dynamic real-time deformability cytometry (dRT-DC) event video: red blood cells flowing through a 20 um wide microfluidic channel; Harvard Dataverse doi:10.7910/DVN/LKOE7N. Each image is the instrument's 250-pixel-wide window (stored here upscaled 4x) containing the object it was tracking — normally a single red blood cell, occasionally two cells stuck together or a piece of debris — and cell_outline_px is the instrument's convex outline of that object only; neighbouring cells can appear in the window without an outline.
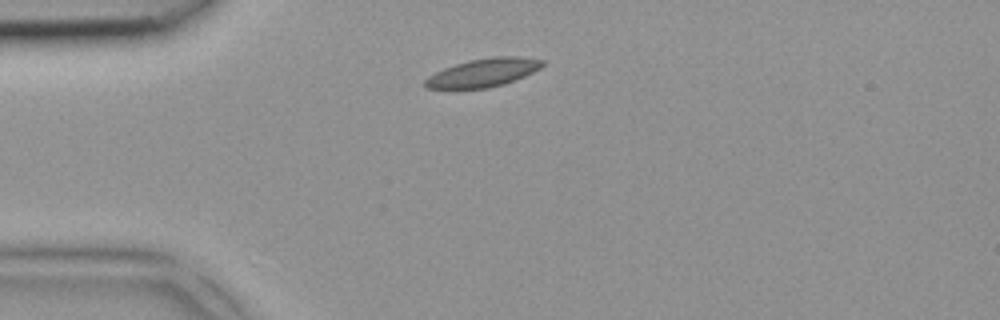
{"species": "common noctule bat (a hibernating species)", "species_latin": "Nyctalus noctula", "temperature_condition": "room temperature", "stored_images_in_passage": 2, "camera_frame_rate_fps": 3000, "um_per_image_px": 0.085, "animal": {"sex": "female", "body_mass_g": 18.4}, "frame": {"image": 1, "passage_image": 1, "time_ms": 0.0, "image_size_px": [1000, 320], "cell_outline_px": [[544, 64], [540, 68], [524, 76], [504, 84], [488, 88], [424, 88], [424, 80], [428, 76], [444, 68], [456, 64], [472, 60], [492, 56], [520, 56], [544, 60]], "centroid_in_image_um": [41.09, 6.17], "position_along_channel_um": 43.9, "area_um2": 19.19}}